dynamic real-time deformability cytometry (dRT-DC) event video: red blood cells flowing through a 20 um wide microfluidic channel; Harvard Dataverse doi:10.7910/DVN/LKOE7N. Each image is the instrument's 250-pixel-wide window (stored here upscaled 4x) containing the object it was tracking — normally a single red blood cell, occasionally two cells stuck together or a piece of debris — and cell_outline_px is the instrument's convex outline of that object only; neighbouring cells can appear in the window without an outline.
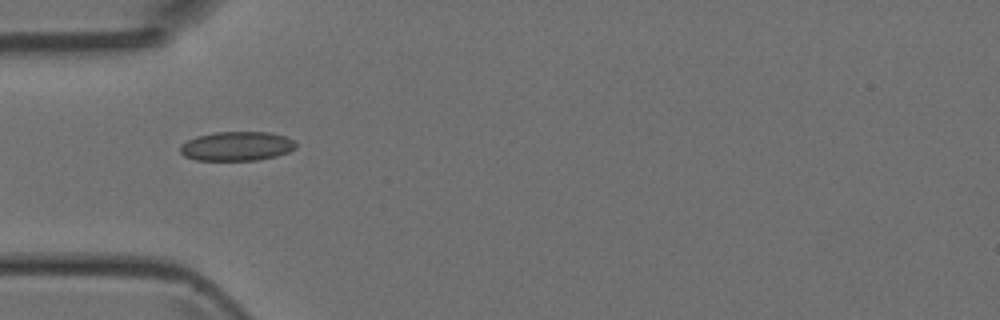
{"species": "Egyptian fruit bat (a non-hibernating species)", "species_latin": "Rousettus aegyptiacus", "temperature_condition": "room temperature", "stored_images_in_passage": 32, "camera_frame_rate_fps": 3000, "um_per_image_px": 0.085, "animal": {"sex": "female"}, "frame": {"image": 1, "passage_image": 1, "time_ms": 0.0, "image_size_px": [1000, 320], "cell_outline_px": [[296, 148], [288, 152], [276, 156], [256, 160], [196, 160], [184, 156], [180, 152], [180, 144], [196, 136], [216, 132], [268, 132], [284, 136], [296, 140]], "centroid_in_image_um": [20.13, 12.42], "position_along_channel_um": 64.9, "area_um2": 19.77}}
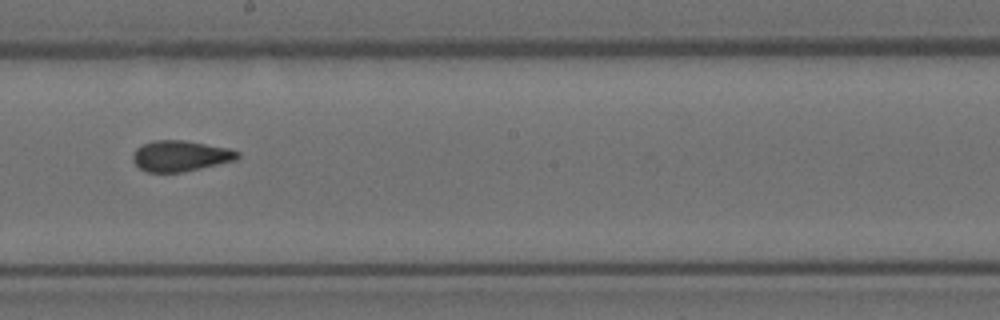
{"frame": {"image": 2, "passage_image": 13, "time_ms": 4.0, "image_size_px": [1000, 320], "cell_outline_px": [[240, 156], [236, 160], [184, 172], [148, 172], [140, 168], [132, 160], [132, 152], [136, 148], [144, 144], [156, 140], [184, 140], [228, 148], [240, 152]], "centroid_in_image_um": [15.33, 13.25], "position_along_channel_um": 232.9, "area_um2": 18.79}}
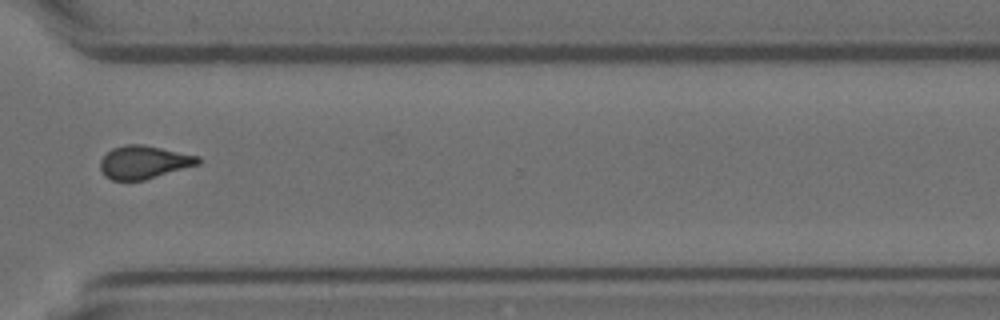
{"frame": {"image": 3, "passage_image": 22, "time_ms": 7.0, "image_size_px": [1000, 320], "cell_outline_px": [[200, 164], [144, 180], [112, 180], [104, 176], [100, 168], [100, 160], [112, 148], [124, 144], [140, 144], [200, 156]], "centroid_in_image_um": [12.22, 13.79], "position_along_channel_um": 358.4, "area_um2": 18.79}}